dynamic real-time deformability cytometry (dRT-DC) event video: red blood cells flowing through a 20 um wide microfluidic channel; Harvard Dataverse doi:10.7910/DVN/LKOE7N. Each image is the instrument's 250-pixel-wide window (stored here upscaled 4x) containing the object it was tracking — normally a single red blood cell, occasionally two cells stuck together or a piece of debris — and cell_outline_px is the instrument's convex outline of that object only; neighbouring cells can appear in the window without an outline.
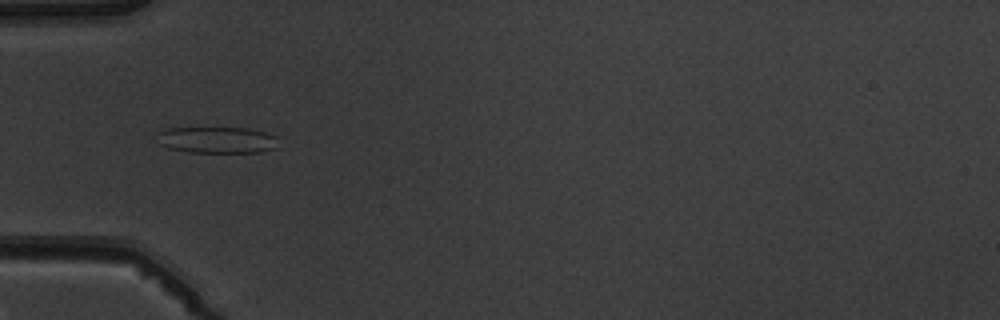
{"species": "common noctule bat (a hibernating species)", "species_latin": "Nyctalus noctula", "temperature_condition": "warm", "stored_images_in_passage": 6, "camera_frame_rate_fps": 3000, "um_per_image_px": 0.085, "animal": {"sex": "male", "body_mass_g": 19.5, "forearm_length_mm": 54.6}, "frame": {"image": 1, "passage_image": 3, "time_ms": 2.333, "image_size_px": [1000, 320], "cell_outline_px": [[276, 148], [260, 152], [188, 152], [168, 148], [160, 144], [156, 132], [168, 128], [248, 128], [264, 132], [276, 136]], "centroid_in_image_um": [18.42, 11.89], "position_along_channel_um": 66.6, "area_um2": 18.61}}
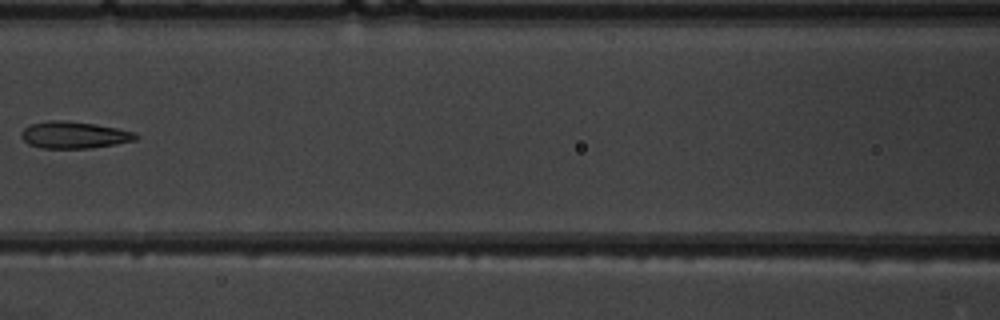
{"frame": {"image": 2, "passage_image": 5, "time_ms": 4.667, "image_size_px": [1000, 320], "cell_outline_px": [[140, 136], [136, 140], [116, 144], [92, 148], [40, 148], [28, 144], [20, 136], [20, 132], [24, 128], [32, 124], [48, 120], [64, 120], [92, 124], [116, 128], [136, 132]], "centroid_in_image_um": [6.3, 11.48], "position_along_channel_um": 160.3, "area_um2": 17.98}}
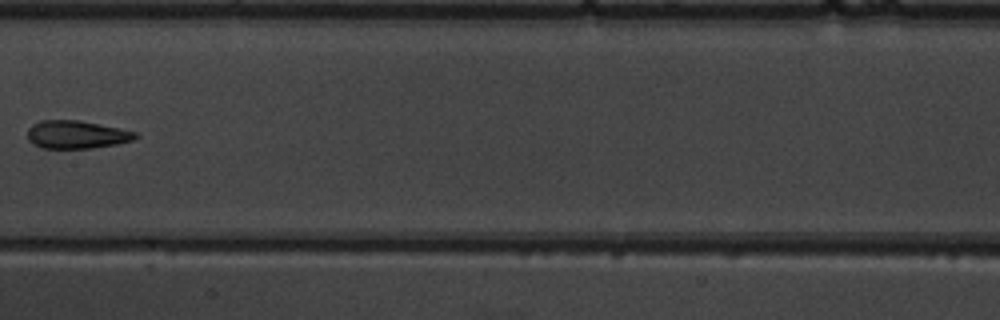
{"frame": {"image": 3, "passage_image": 6, "time_ms": 5.667, "image_size_px": [1000, 320], "cell_outline_px": [[140, 136], [132, 140], [116, 144], [92, 148], [44, 148], [32, 144], [28, 140], [28, 128], [32, 124], [40, 120], [80, 120], [136, 132]], "centroid_in_image_um": [6.48, 11.43], "position_along_channel_um": 200.9, "area_um2": 17.57}}